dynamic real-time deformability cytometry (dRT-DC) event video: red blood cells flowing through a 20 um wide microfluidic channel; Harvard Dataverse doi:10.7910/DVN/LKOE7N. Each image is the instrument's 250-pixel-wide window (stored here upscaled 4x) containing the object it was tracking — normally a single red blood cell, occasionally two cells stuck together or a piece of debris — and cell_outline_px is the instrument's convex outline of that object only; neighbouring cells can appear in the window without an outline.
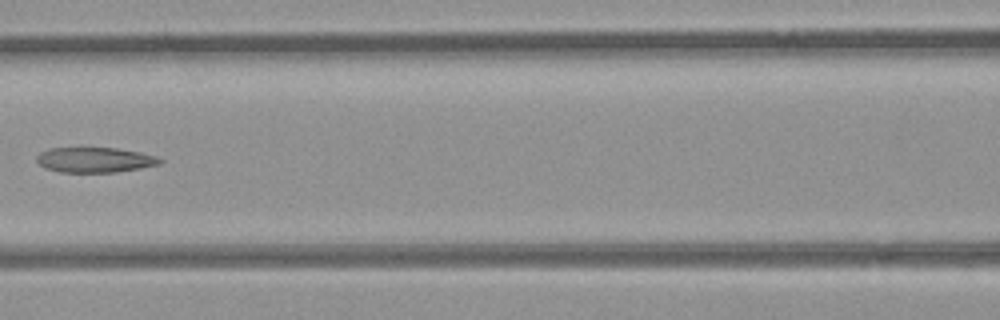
{"species": "common noctule bat (a hibernating species)", "species_latin": "Nyctalus noctula", "temperature_condition": "room temperature", "stored_images_in_passage": 6, "camera_frame_rate_fps": 3000, "um_per_image_px": 0.085, "animal": {"sex": "female", "body_mass_g": 21.9}, "frame": {"image": 1, "passage_image": 6, "time_ms": 5.667, "image_size_px": [1000, 320], "cell_outline_px": [[164, 160], [160, 164], [140, 168], [116, 172], [60, 172], [44, 168], [36, 160], [36, 156], [40, 152], [48, 148], [116, 148], [140, 152], [156, 156]], "centroid_in_image_um": [8.05, 13.59], "position_along_channel_um": 158.6, "area_um2": 18.09}}